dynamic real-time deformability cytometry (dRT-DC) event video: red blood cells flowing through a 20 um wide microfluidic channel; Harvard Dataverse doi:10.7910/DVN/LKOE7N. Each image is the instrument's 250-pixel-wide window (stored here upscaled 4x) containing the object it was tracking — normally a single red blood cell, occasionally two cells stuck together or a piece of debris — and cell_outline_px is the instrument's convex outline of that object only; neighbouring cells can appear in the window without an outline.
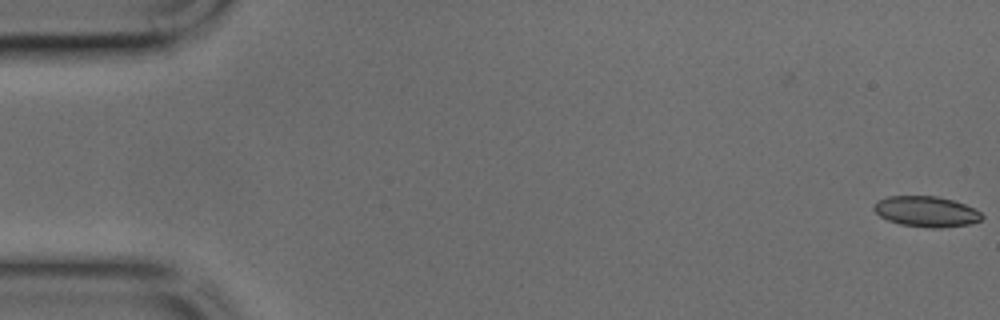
{"species": "common noctule bat (a hibernating species)", "species_latin": "Nyctalus noctula", "temperature_condition": "cold", "stored_images_in_passage": 45, "camera_frame_rate_fps": 3000, "um_per_image_px": 0.085, "animal": {"sex": "male", "body_mass_g": 17.9, "forearm_length_mm": 54.2}, "frame": {"image": 1, "passage_image": 1, "time_ms": 0.0, "image_size_px": [1000, 320], "cell_outline_px": [[984, 216], [980, 220], [968, 224], [940, 228], [928, 228], [900, 224], [888, 220], [880, 216], [872, 208], [872, 204], [876, 200], [888, 196], [936, 196], [952, 200], [964, 204], [980, 212]], "centroid_in_image_um": [78.68, 17.98], "position_along_channel_um": 6.3, "area_um2": 19.25}}
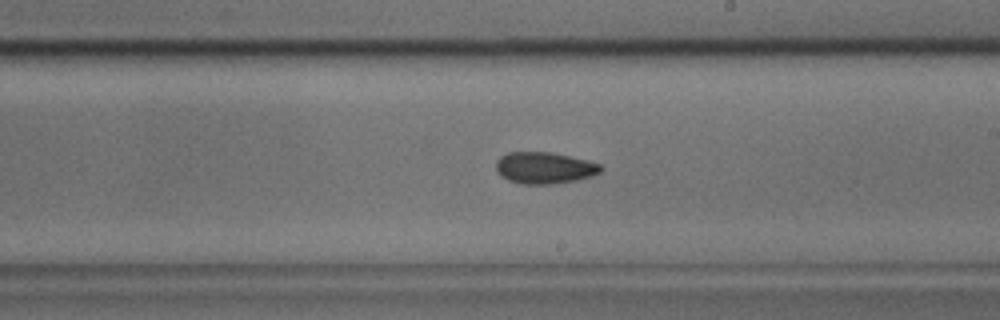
{"frame": {"image": 2, "passage_image": 26, "time_ms": 8.333, "image_size_px": [1000, 320], "cell_outline_px": [[604, 168], [600, 172], [592, 176], [576, 180], [552, 184], [520, 184], [508, 180], [500, 176], [496, 172], [496, 160], [500, 156], [508, 152], [548, 152], [588, 160], [600, 164]], "centroid_in_image_um": [46.25, 14.27], "position_along_channel_um": 242.7, "area_um2": 19.42}}
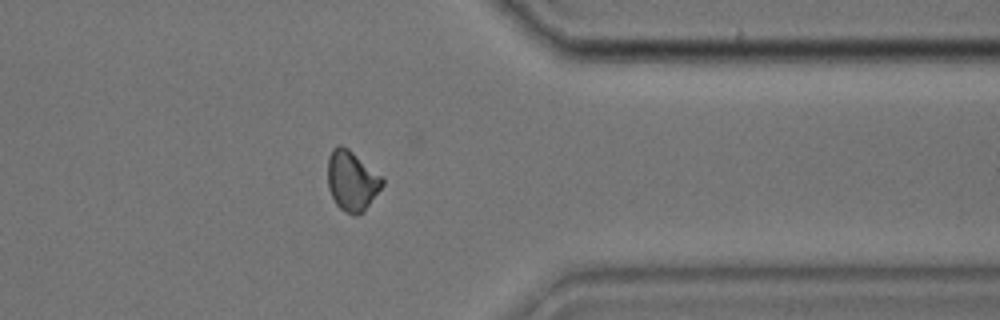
{"frame": {"image": 3, "passage_image": 36, "time_ms": 11.667, "image_size_px": [1000, 320], "cell_outline_px": [[384, 184], [368, 204], [356, 216], [352, 216], [344, 212], [336, 204], [328, 188], [328, 156], [332, 148], [336, 144], [340, 144], [348, 148], [384, 176]], "centroid_in_image_um": [29.9, 15.32], "position_along_channel_um": 381.5, "area_um2": 19.25}}